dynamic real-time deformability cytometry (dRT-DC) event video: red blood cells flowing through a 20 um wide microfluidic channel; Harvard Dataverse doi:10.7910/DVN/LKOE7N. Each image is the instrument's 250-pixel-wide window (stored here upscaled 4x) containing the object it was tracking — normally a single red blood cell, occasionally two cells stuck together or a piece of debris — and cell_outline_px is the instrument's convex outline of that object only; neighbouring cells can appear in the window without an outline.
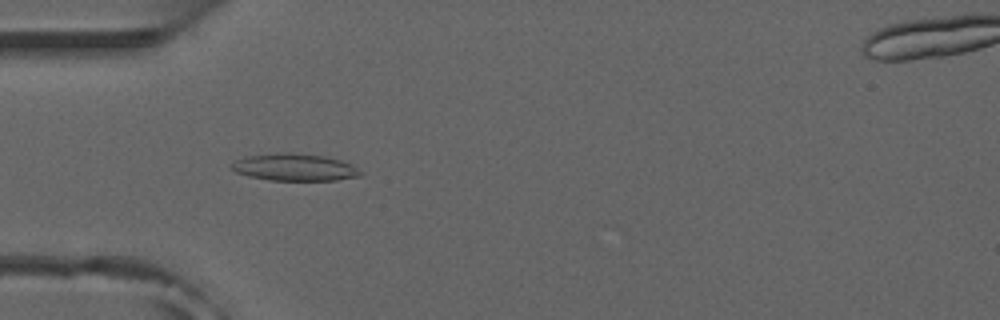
{"species": "common noctule bat (a hibernating species)", "species_latin": "Nyctalus noctula", "temperature_condition": "room temperature", "stored_images_in_passage": 51, "camera_frame_rate_fps": 3000, "um_per_image_px": 0.085, "animal": {"sex": "male", "forearm_length_mm": 52.5}, "frame": {"image": 1, "passage_image": 15, "time_ms": 4.667, "image_size_px": [1000, 320], "cell_outline_px": [[364, 176], [336, 180], [268, 180], [248, 176], [236, 172], [228, 164], [236, 160], [248, 156], [276, 152], [288, 152], [324, 156], [340, 160], [352, 164], [364, 172]], "centroid_in_image_um": [25.07, 14.22], "position_along_channel_um": 59.9, "area_um2": 20.63}}
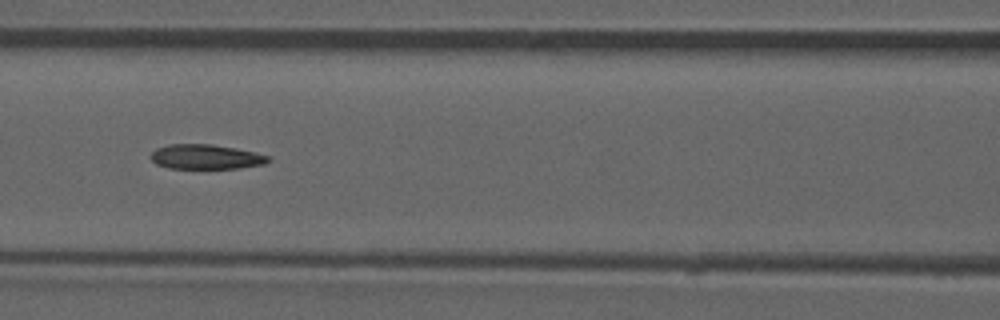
{"frame": {"image": 2, "passage_image": 22, "time_ms": 7.0, "image_size_px": [1000, 320], "cell_outline_px": [[272, 160], [264, 164], [240, 168], [168, 168], [156, 164], [148, 156], [156, 148], [168, 144], [212, 144], [236, 148], [256, 152], [268, 156]], "centroid_in_image_um": [17.49, 13.32], "position_along_channel_um": 149.1, "area_um2": 17.05}, "authors_computed_cell_mechanics": {"area_um2": 17.8024, "velocity_mm_per_s": 3.9315, "shape_relaxation_time_tau1_ms": 8.379, "shape_relaxation_time_tau2_ms": 4.5906, "deformation_change_tau1": 0.1978, "deformation_change_tau2": 0.1197}}